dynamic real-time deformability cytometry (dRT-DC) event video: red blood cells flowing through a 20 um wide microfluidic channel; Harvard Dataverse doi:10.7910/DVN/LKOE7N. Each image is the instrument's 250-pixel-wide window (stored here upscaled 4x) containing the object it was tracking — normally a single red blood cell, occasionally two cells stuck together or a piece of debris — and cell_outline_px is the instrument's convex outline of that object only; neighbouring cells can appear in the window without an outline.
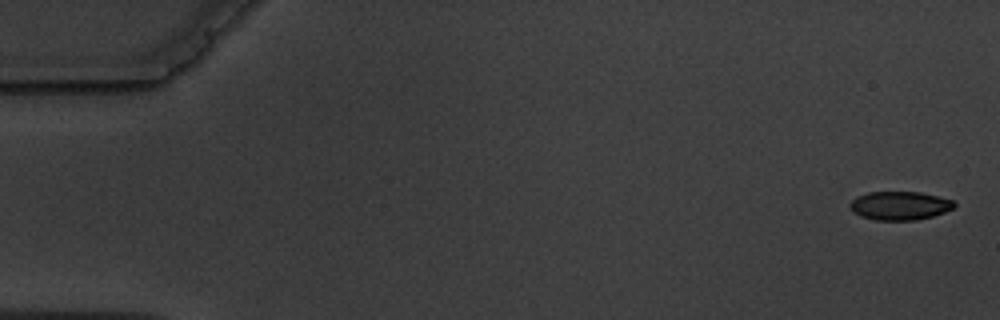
{"species": "common noctule bat (a hibernating species)", "species_latin": "Nyctalus noctula", "temperature_condition": "warm", "stored_images_in_passage": 5, "camera_frame_rate_fps": 3000, "um_per_image_px": 0.085, "animal": {"sex": "male", "body_mass_g": 19.5, "forearm_length_mm": 54.6}, "frame": {"image": 1, "passage_image": 1, "time_ms": 0.0, "image_size_px": [1000, 320], "cell_outline_px": [[956, 204], [952, 208], [944, 212], [932, 216], [916, 220], [876, 220], [860, 216], [852, 212], [848, 204], [856, 196], [868, 192], [920, 192], [940, 196], [952, 200]], "centroid_in_image_um": [76.44, 17.47], "position_along_channel_um": 8.6, "area_um2": 17.46}}